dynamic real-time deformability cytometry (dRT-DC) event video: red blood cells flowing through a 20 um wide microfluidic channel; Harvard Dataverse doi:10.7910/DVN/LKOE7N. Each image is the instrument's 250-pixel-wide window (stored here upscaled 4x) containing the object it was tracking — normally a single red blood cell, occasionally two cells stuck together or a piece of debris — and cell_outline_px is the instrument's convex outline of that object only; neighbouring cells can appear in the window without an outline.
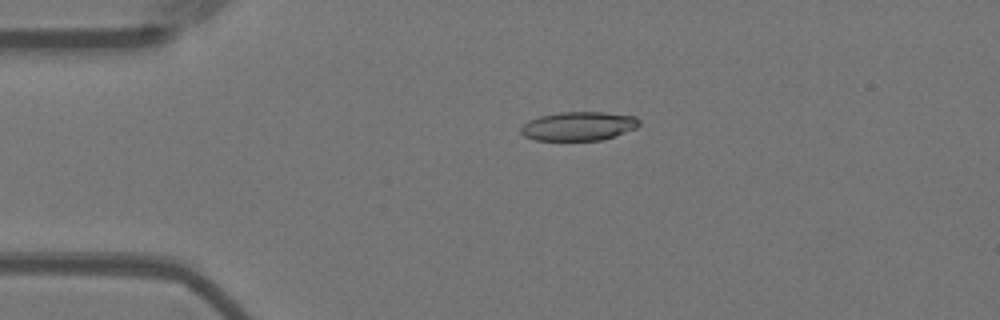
{"species": "Egyptian fruit bat (a non-hibernating species)", "species_latin": "Rousettus aegyptiacus", "temperature_condition": "warm", "stored_images_in_passage": 34, "camera_frame_rate_fps": 3000, "um_per_image_px": 0.085, "animal": {"sex": "female"}, "frame": {"image": 1, "passage_image": 7, "time_ms": 2.0, "image_size_px": [1000, 320], "cell_outline_px": [[640, 124], [636, 128], [600, 140], [536, 140], [524, 136], [520, 132], [520, 128], [528, 120], [540, 116], [560, 112], [604, 112], [636, 116], [640, 120]], "centroid_in_image_um": [49.17, 10.71], "position_along_channel_um": 35.8, "area_um2": 19.83}}
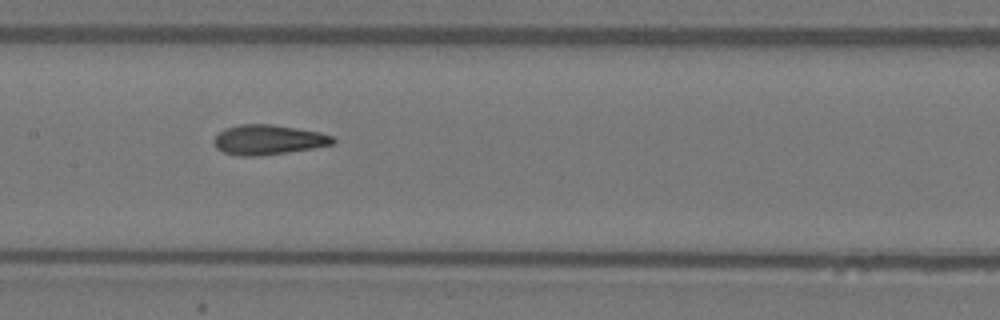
{"frame": {"image": 2, "passage_image": 22, "time_ms": 7.0, "image_size_px": [1000, 320], "cell_outline_px": [[336, 140], [332, 144], [312, 148], [288, 152], [256, 156], [236, 156], [224, 152], [216, 148], [212, 140], [224, 128], [240, 124], [272, 124], [320, 132], [332, 136]], "centroid_in_image_um": [22.76, 11.88], "position_along_channel_um": 184.6, "area_um2": 20.69}}
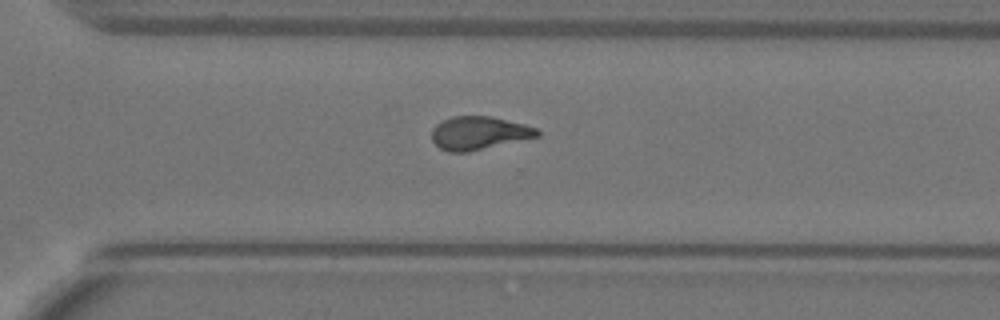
{"frame": {"image": 3, "passage_image": 34, "time_ms": 11.0, "image_size_px": [1000, 320], "cell_outline_px": [[540, 136], [468, 152], [448, 152], [440, 148], [432, 140], [432, 128], [436, 124], [452, 116], [492, 116], [524, 124], [536, 128], [540, 132]], "centroid_in_image_um": [40.7, 11.31], "position_along_channel_um": 329.9, "area_um2": 20.4}}